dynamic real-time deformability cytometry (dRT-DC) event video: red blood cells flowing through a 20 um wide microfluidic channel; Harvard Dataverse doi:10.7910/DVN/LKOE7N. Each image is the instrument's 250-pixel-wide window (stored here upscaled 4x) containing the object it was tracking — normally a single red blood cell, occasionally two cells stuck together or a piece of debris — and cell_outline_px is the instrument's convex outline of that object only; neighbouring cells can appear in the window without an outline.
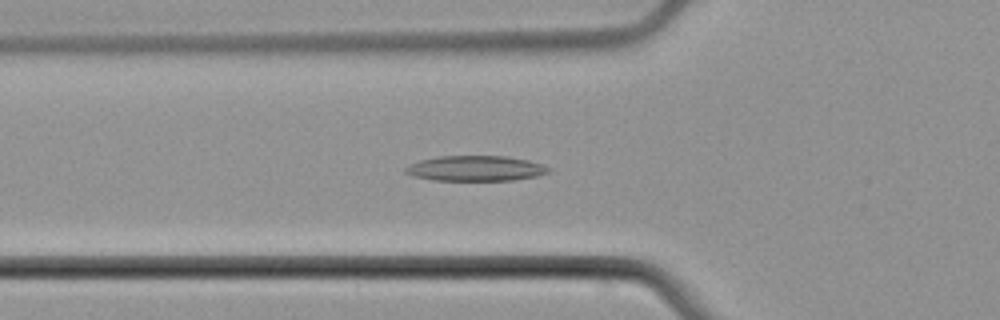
{"species": "common noctule bat (a hibernating species)", "species_latin": "Nyctalus noctula", "temperature_condition": "cold", "stored_images_in_passage": 40, "camera_frame_rate_fps": 3000, "um_per_image_px": 0.085, "animal": {"sex": "male", "body_mass_g": 21.5, "forearm_length_mm": 52.0}, "frame": {"image": 1, "passage_image": 4, "time_ms": 1.0, "image_size_px": [1000, 320], "cell_outline_px": [[552, 168], [548, 172], [536, 176], [512, 180], [432, 180], [412, 176], [404, 172], [404, 168], [420, 160], [436, 156], [508, 156], [528, 160]], "centroid_in_image_um": [40.4, 14.31], "position_along_channel_um": 85.4, "area_um2": 21.04}}
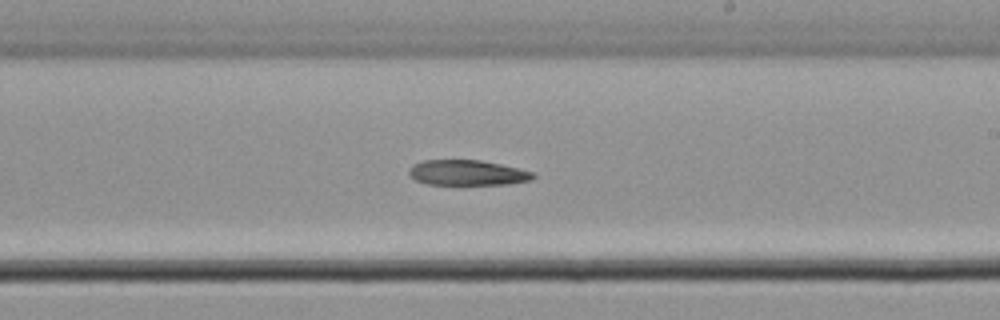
{"frame": {"image": 2, "passage_image": 17, "time_ms": 5.333, "image_size_px": [1000, 320], "cell_outline_px": [[536, 176], [532, 180], [508, 184], [428, 184], [416, 180], [408, 172], [416, 164], [424, 160], [480, 160], [500, 164], [532, 172]], "centroid_in_image_um": [39.76, 14.68], "position_along_channel_um": 249.2, "area_um2": 17.92}}
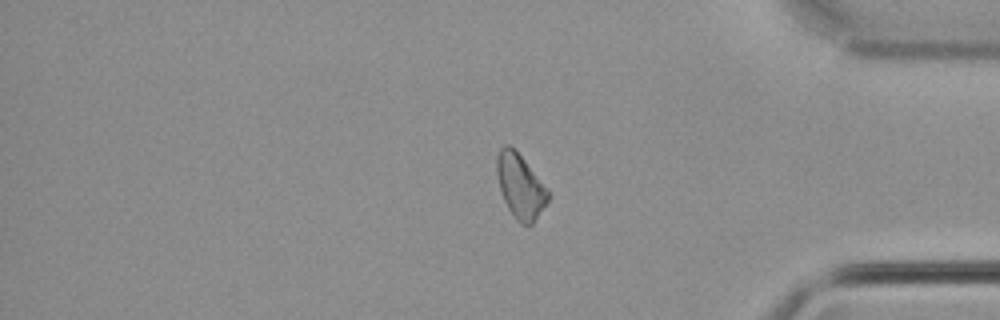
{"frame": {"image": 3, "passage_image": 30, "time_ms": 9.667, "image_size_px": [1000, 320], "cell_outline_px": [[548, 200], [532, 224], [520, 224], [516, 220], [508, 208], [504, 200], [500, 188], [496, 172], [496, 156], [500, 148], [504, 144], [508, 144], [524, 160], [548, 188]], "centroid_in_image_um": [44.2, 15.82], "position_along_channel_um": 391.0, "area_um2": 18.9}}